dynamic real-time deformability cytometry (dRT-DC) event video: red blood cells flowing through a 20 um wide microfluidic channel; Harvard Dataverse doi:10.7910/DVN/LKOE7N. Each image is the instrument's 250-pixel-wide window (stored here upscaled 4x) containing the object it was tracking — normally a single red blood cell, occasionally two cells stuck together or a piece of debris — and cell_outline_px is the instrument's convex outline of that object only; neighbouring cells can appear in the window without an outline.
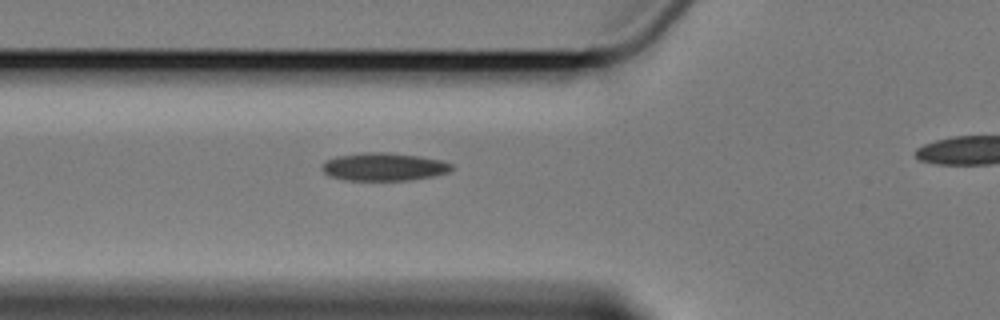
{"species": "Egyptian fruit bat (a non-hibernating species)", "species_latin": "Rousettus aegyptiacus", "temperature_condition": "cold", "stored_images_in_passage": 4, "segment_of_instrument_passage": [1, 2], "camera_frame_rate_fps": 3000, "um_per_image_px": 0.085, "animal": {"sex": "female"}, "frame": {"image": 1, "passage_image": 3, "time_ms": 2.333, "image_size_px": [1000, 320], "cell_outline_px": [[456, 168], [448, 172], [432, 176], [408, 180], [348, 180], [328, 176], [320, 168], [320, 164], [336, 156], [364, 152], [388, 152], [420, 156], [444, 160], [452, 164]], "centroid_in_image_um": [32.64, 14.17], "position_along_channel_um": 93.2, "area_um2": 21.33}}